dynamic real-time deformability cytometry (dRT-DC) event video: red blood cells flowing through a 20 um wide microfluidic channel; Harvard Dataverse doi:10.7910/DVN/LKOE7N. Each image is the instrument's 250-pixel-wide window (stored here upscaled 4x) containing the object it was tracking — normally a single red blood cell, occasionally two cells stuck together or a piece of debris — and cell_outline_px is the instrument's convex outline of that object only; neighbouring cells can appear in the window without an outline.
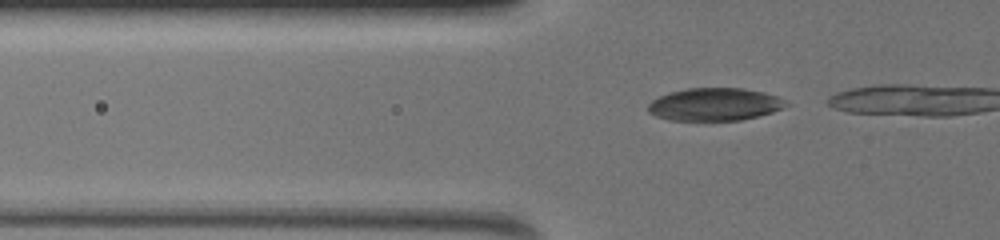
{"species": "common noctule bat (a hibernating species)", "species_latin": "Nyctalus noctula", "temperature_condition": "warm", "stored_images_in_passage": 22, "camera_frame_rate_fps": 3000, "um_per_image_px": 0.085, "animal": {"sex": "female", "body_mass_g": 19.5, "forearm_length_mm": 54.1}, "frame": {"image": 1, "passage_image": 21, "time_ms": 6.667, "image_size_px": [1000, 240], "cell_outline_px": [[792, 104], [784, 108], [772, 112], [740, 120], [668, 120], [656, 116], [648, 112], [648, 104], [652, 100], [660, 96], [672, 92], [688, 88], [744, 88], [764, 92], [776, 96]], "centroid_in_image_um": [60.77, 8.87], "position_along_channel_um": 65.0, "area_um2": 26.24}}